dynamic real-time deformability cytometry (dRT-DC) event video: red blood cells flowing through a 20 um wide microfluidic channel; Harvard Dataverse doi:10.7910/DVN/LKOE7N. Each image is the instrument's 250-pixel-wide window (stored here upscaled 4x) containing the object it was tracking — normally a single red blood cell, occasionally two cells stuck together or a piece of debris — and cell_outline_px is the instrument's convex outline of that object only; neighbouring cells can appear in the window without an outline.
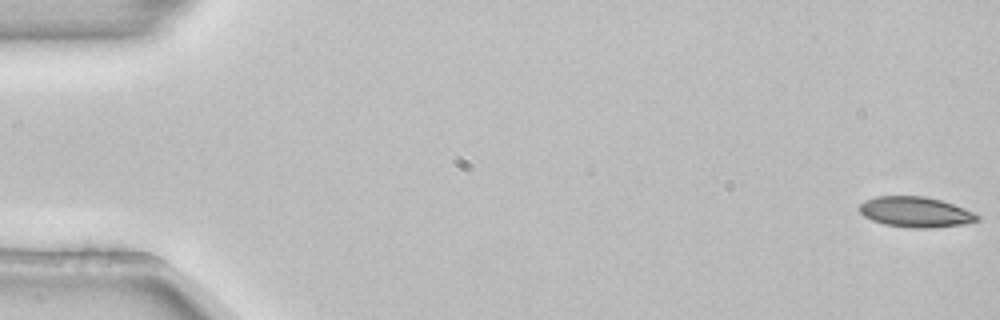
{"species": "common noctule bat (a hibernating species)", "species_latin": "Nyctalus noctula", "temperature_condition": "room temperature", "stored_images_in_passage": 5, "camera_frame_rate_fps": 3000, "um_per_image_px": 0.085, "animal": {"sex": "female", "body_mass_g": 22.7, "forearm_length_mm": 54.2}, "frame": {"image": 1, "passage_image": 1, "time_ms": 0.0, "image_size_px": [1000, 320], "cell_outline_px": [[980, 220], [964, 224], [932, 228], [908, 228], [884, 224], [872, 220], [864, 216], [860, 212], [860, 204], [864, 200], [876, 196], [924, 196], [940, 200], [964, 208], [980, 216]], "centroid_in_image_um": [77.81, 18.03], "position_along_channel_um": 7.2, "area_um2": 20.92}}
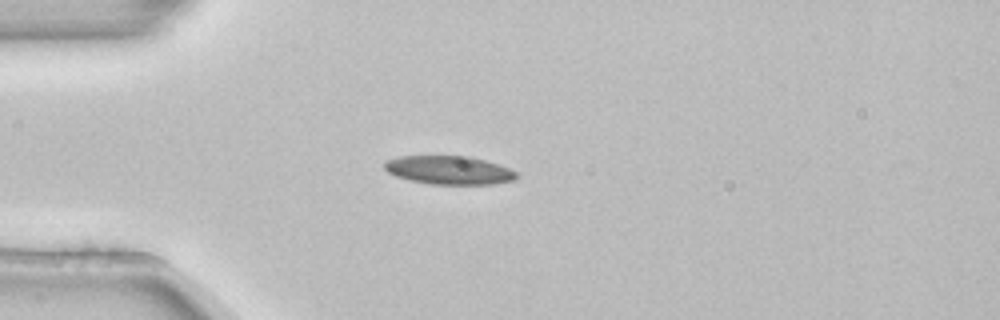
{"frame": {"image": 2, "passage_image": 5, "time_ms": 1.333, "image_size_px": [1000, 320], "cell_outline_px": [[520, 176], [516, 180], [492, 184], [432, 184], [408, 180], [396, 176], [388, 172], [384, 168], [384, 160], [396, 156], [468, 156], [500, 164], [516, 172]], "centroid_in_image_um": [38.16, 14.46], "position_along_channel_um": 46.8, "area_um2": 22.14}}